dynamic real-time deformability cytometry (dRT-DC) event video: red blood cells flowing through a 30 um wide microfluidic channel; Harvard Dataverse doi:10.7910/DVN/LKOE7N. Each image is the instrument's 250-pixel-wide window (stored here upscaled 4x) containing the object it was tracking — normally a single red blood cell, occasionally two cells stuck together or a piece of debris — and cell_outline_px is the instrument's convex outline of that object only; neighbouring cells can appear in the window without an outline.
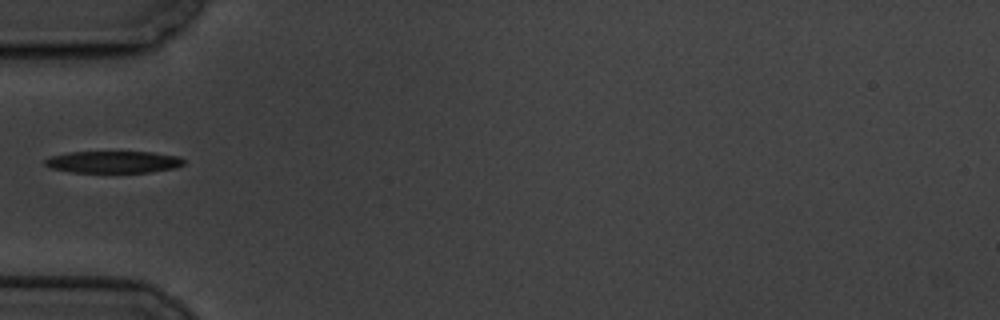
{"species": "common noctule bat (a hibernating species)", "species_latin": "Nyctalus noctula", "temperature_condition": "cold", "stored_images_in_passage": 1, "camera_frame_rate_fps": 3000, "um_per_image_px": 0.085, "animal": {"sex": "male", "body_mass_g": 19.5, "forearm_length_mm": 54.6}, "frame": {"image": 1, "passage_image": 1, "time_ms": 0.0, "image_size_px": [1000, 320], "cell_outline_px": [[184, 164], [176, 168], [152, 172], [72, 172], [52, 168], [44, 164], [44, 160], [48, 156], [68, 152], [152, 152], [180, 156], [184, 160]], "centroid_in_image_um": [9.65, 13.76], "position_along_channel_um": 75.4, "area_um2": 17.86}}